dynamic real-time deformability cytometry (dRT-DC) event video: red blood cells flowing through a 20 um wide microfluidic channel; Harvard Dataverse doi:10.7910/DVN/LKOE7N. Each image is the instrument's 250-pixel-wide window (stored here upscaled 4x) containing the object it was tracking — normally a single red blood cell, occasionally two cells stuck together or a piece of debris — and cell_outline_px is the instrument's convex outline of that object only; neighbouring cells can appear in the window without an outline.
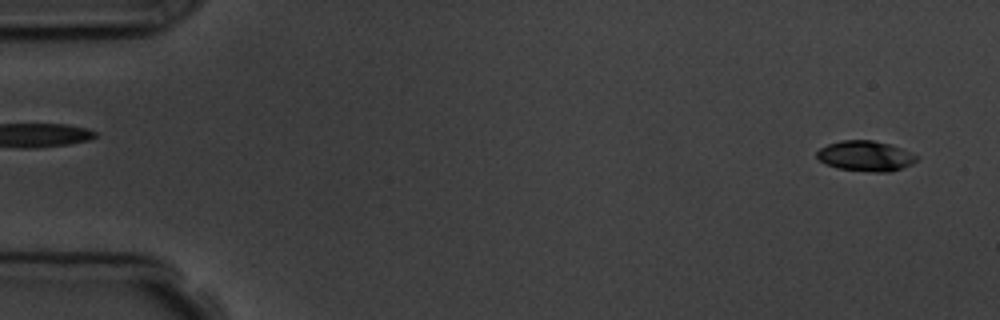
{"species": "common noctule bat (a hibernating species)", "species_latin": "Nyctalus noctula", "temperature_condition": "room temperature", "stored_images_in_passage": 6, "camera_frame_rate_fps": 3000, "um_per_image_px": 0.085, "animal": {"sex": "male", "body_mass_g": 19.5, "forearm_length_mm": 54.6}, "frame": {"image": 1, "passage_image": 1, "time_ms": 0.0, "image_size_px": [1000, 320], "cell_outline_px": [[916, 160], [912, 164], [888, 172], [876, 172], [836, 168], [820, 160], [816, 156], [816, 152], [820, 148], [828, 144], [840, 140], [872, 140], [892, 144], [916, 156]], "centroid_in_image_um": [73.53, 13.25], "position_along_channel_um": 11.5, "area_um2": 17.4}}
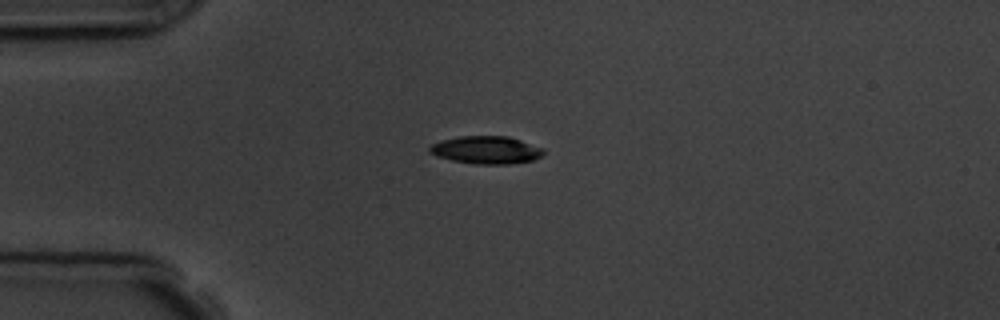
{"frame": {"image": 2, "passage_image": 4, "time_ms": 3.667, "image_size_px": [1000, 320], "cell_outline_px": [[544, 152], [540, 156], [532, 160], [508, 164], [476, 164], [452, 160], [436, 156], [428, 152], [428, 148], [432, 144], [444, 140], [460, 136], [508, 136], [544, 148]], "centroid_in_image_um": [41.32, 12.74], "position_along_channel_um": 43.7, "area_um2": 18.26}}